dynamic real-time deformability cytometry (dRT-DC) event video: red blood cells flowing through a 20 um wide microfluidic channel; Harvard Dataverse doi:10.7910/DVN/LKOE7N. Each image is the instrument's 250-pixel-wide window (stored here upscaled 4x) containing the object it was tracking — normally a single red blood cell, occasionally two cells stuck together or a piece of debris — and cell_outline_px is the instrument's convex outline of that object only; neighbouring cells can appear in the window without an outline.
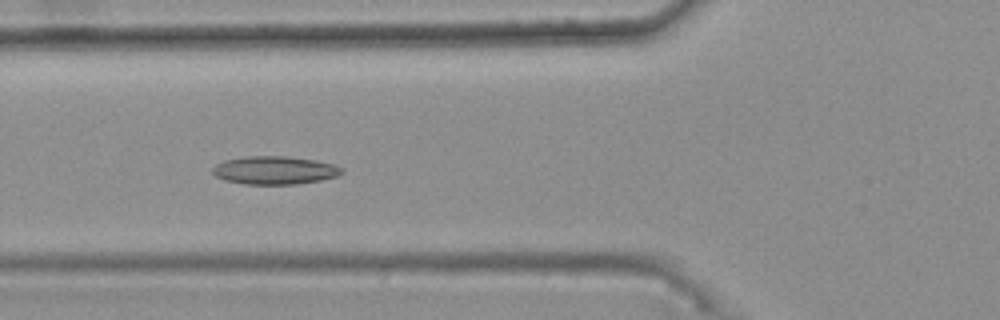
{"species": "common noctule bat (a hibernating species)", "species_latin": "Nyctalus noctula", "temperature_condition": "warm", "stored_images_in_passage": 40, "camera_frame_rate_fps": 3000, "um_per_image_px": 0.085, "animal": {"sex": "female", "body_mass_g": 25.1}, "frame": {"image": 1, "passage_image": 14, "time_ms": 4.333, "image_size_px": [1000, 320], "cell_outline_px": [[344, 172], [336, 176], [320, 180], [296, 184], [244, 184], [228, 180], [216, 176], [212, 172], [212, 168], [216, 164], [224, 160], [244, 156], [288, 156], [316, 160], [332, 164], [344, 168]], "centroid_in_image_um": [23.35, 14.46], "position_along_channel_um": 102.4, "area_um2": 21.15}}
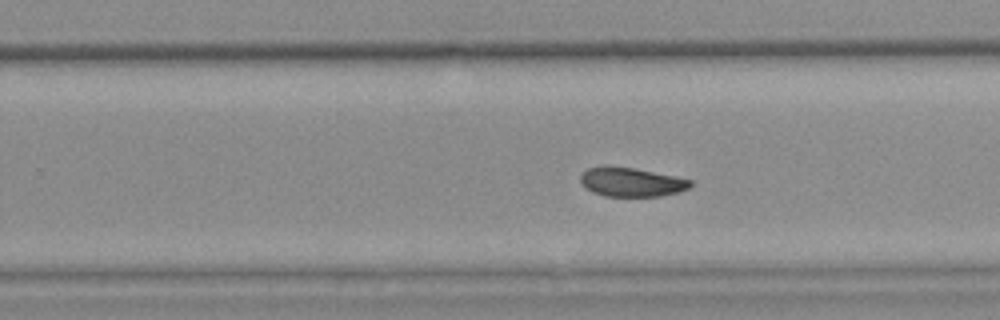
{"frame": {"image": 2, "passage_image": 28, "time_ms": 9.0, "image_size_px": [1000, 320], "cell_outline_px": [[692, 184], [688, 188], [680, 192], [660, 196], [604, 196], [592, 192], [584, 188], [580, 180], [580, 176], [588, 168], [632, 168], [692, 180]], "centroid_in_image_um": [53.67, 15.52], "position_along_channel_um": 276.1, "area_um2": 18.03}}
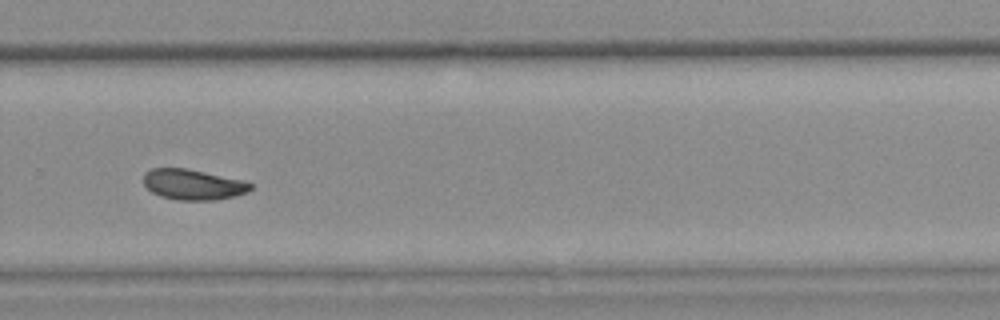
{"frame": {"image": 3, "passage_image": 31, "time_ms": 10.0, "image_size_px": [1000, 320], "cell_outline_px": [[252, 188], [248, 192], [236, 196], [216, 200], [176, 200], [160, 196], [152, 192], [144, 184], [144, 172], [152, 168], [188, 168], [244, 180], [252, 184]], "centroid_in_image_um": [16.43, 15.68], "position_along_channel_um": 313.4, "area_um2": 19.25}, "authors_computed_cell_mechanics": {"area_um2": 19.652, "velocity_mm_per_s": 3.7246, "shape_relaxation_time_tau1_ms": null, "shape_relaxation_time_tau2_ms": 4.8136, "deformation_change_tau1": null, "deformation_change_tau2": 0.0767}}